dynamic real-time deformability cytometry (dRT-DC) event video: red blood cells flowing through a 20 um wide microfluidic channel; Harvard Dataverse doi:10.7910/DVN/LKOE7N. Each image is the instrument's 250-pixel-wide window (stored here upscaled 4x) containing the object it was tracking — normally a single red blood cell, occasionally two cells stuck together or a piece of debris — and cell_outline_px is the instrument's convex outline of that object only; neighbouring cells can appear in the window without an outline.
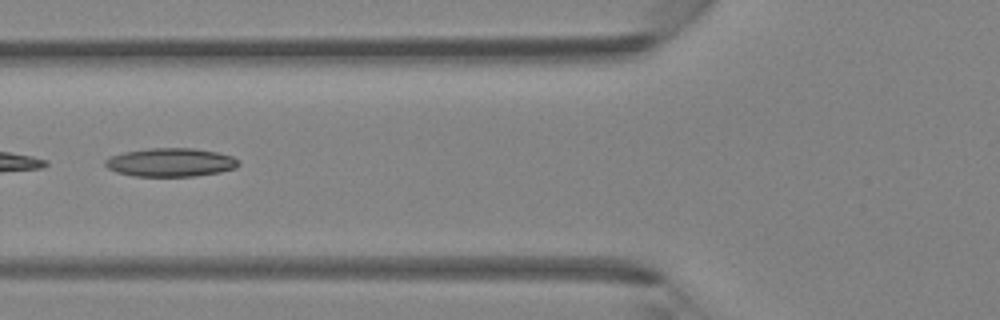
{"species": "Egyptian fruit bat (a non-hibernating species)", "species_latin": "Rousettus aegyptiacus", "temperature_condition": "room temperature", "stored_images_in_passage": 9, "camera_frame_rate_fps": 3000, "um_per_image_px": 0.085, "animal": {"sex": "female"}, "frame": {"image": 1, "passage_image": 7, "time_ms": 2.0, "image_size_px": [1000, 320], "cell_outline_px": [[240, 164], [236, 168], [220, 172], [196, 176], [136, 176], [116, 172], [108, 168], [104, 164], [104, 160], [112, 156], [124, 152], [148, 148], [196, 148], [216, 152], [232, 156], [240, 160]], "centroid_in_image_um": [14.53, 13.8], "position_along_channel_um": 111.3, "area_um2": 22.25}}